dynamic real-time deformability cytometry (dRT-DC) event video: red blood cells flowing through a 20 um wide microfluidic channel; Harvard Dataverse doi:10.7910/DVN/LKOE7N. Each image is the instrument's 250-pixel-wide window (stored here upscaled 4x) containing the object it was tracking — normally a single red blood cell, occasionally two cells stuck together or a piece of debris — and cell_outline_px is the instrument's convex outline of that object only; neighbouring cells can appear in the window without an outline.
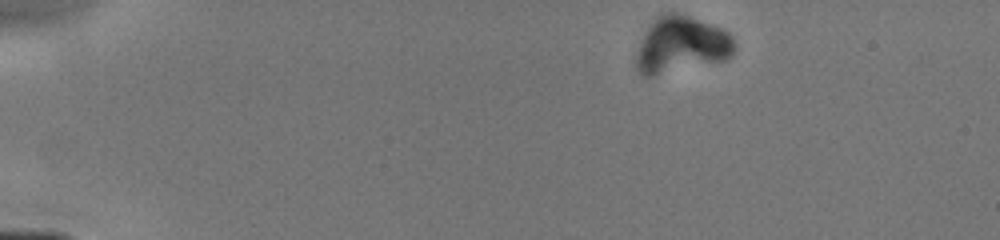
{"species": "human", "species_latin": "Homo sapiens", "temperature_condition": "cold", "stored_images_in_passage": 27, "camera_frame_rate_fps": 3000, "um_per_image_px": 0.085, "donor": {"sex": "male"}, "frame": {"image": 1, "passage_image": 1, "time_ms": 0.0, "image_size_px": [1000, 240], "cell_outline_px": [[732, 56], [728, 60], [652, 76], [644, 76], [636, 68], [636, 56], [640, 40], [656, 16], [660, 12], [676, 12], [688, 16], [720, 28], [728, 32], [732, 36]], "centroid_in_image_um": [57.87, 3.81], "position_along_channel_um": 27.1, "area_um2": 32.14}}
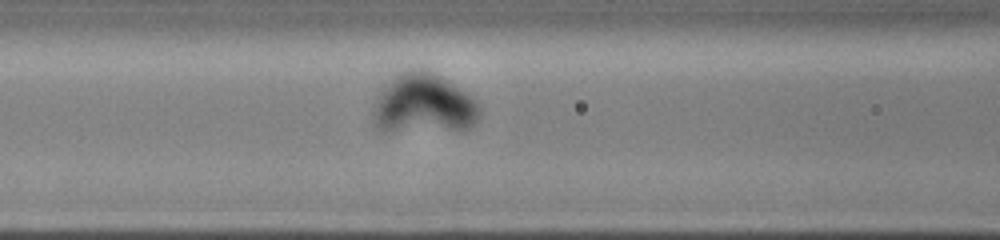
{"frame": {"image": 2, "passage_image": 18, "time_ms": 4.667, "image_size_px": [1000, 240], "cell_outline_px": [[480, 116], [468, 128], [380, 128], [376, 124], [372, 112], [376, 96], [400, 72], [412, 68], [420, 68], [432, 72], [472, 96], [476, 100], [480, 108]], "centroid_in_image_um": [36.03, 8.76], "position_along_channel_um": 130.6, "area_um2": 35.26}}
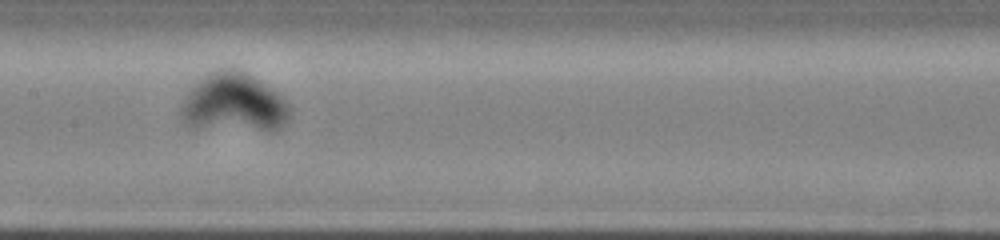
{"frame": {"image": 3, "passage_image": 24, "time_ms": 6.0, "image_size_px": [1000, 240], "cell_outline_px": [[292, 116], [280, 128], [272, 132], [188, 124], [184, 120], [180, 112], [180, 104], [196, 80], [208, 72], [216, 68], [236, 68], [252, 76], [280, 96], [288, 104]], "centroid_in_image_um": [19.89, 8.72], "position_along_channel_um": 187.5, "area_um2": 36.88}}